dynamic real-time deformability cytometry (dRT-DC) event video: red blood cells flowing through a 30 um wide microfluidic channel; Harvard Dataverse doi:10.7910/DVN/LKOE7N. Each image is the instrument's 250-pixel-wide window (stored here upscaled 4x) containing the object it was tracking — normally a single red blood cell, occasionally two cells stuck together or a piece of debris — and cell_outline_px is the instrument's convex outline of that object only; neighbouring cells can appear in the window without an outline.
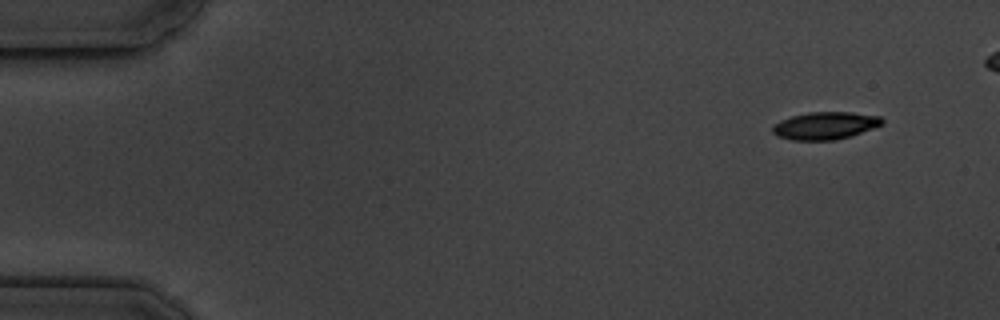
{"species": "common noctule bat (a hibernating species)", "species_latin": "Nyctalus noctula", "temperature_condition": "cold", "stored_images_in_passage": 2, "camera_frame_rate_fps": 3000, "um_per_image_px": 0.085, "animal": {"sex": "male", "body_mass_g": 19.5, "forearm_length_mm": 54.6}, "frame": {"image": 1, "passage_image": 2, "time_ms": 2.0, "image_size_px": [1000, 320], "cell_outline_px": [[884, 124], [852, 136], [836, 140], [792, 140], [780, 136], [772, 132], [772, 124], [780, 120], [792, 116], [808, 112], [852, 112], [880, 116], [884, 120]], "centroid_in_image_um": [70.16, 10.67], "position_along_channel_um": 14.8, "area_um2": 17.69}}